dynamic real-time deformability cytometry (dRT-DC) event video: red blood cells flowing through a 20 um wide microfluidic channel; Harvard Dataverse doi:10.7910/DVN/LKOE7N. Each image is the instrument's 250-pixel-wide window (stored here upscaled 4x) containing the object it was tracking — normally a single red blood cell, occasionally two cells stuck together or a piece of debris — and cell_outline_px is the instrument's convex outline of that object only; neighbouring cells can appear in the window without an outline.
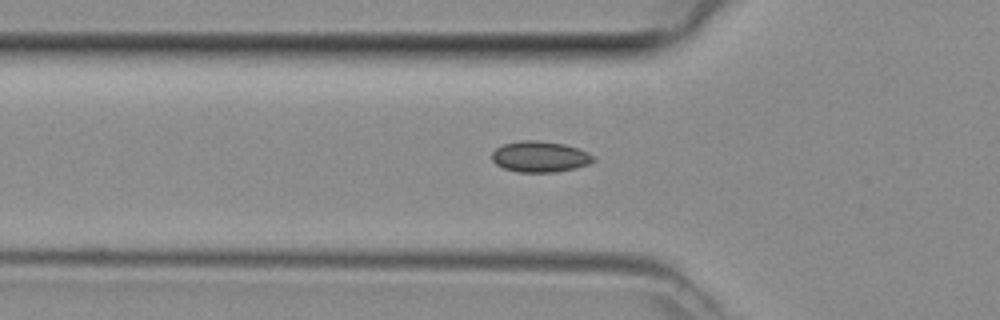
{"species": "common noctule bat (a hibernating species)", "species_latin": "Nyctalus noctula", "temperature_condition": "room temperature", "stored_images_in_passage": 23, "camera_frame_rate_fps": 3000, "um_per_image_px": 0.085, "animal": {"sex": "female", "body_mass_g": 29.2, "forearm_length_mm": 56.3}, "frame": {"image": 1, "passage_image": 2, "time_ms": 0.333, "image_size_px": [1000, 320], "cell_outline_px": [[596, 160], [588, 164], [576, 168], [556, 172], [516, 172], [504, 168], [496, 164], [492, 160], [492, 152], [496, 148], [504, 144], [524, 140], [536, 140], [564, 144], [588, 152]], "centroid_in_image_um": [45.89, 13.32], "position_along_channel_um": 79.9, "area_um2": 18.21}}
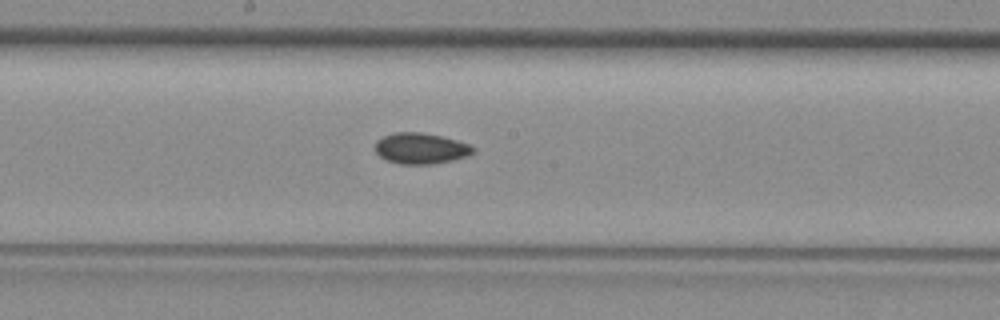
{"frame": {"image": 2, "passage_image": 11, "time_ms": 3.333, "image_size_px": [1000, 320], "cell_outline_px": [[476, 152], [464, 156], [432, 164], [400, 164], [388, 160], [380, 156], [376, 152], [376, 140], [384, 136], [396, 132], [420, 132], [440, 136], [456, 140], [468, 144], [476, 148]], "centroid_in_image_um": [35.75, 12.6], "position_along_channel_um": 212.4, "area_um2": 17.34}}
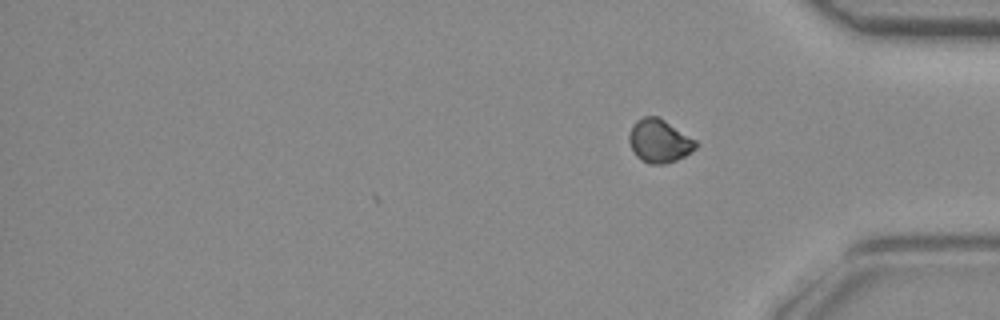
{"frame": {"image": 3, "passage_image": 23, "time_ms": 7.333, "image_size_px": [1000, 320], "cell_outline_px": [[700, 144], [696, 148], [684, 156], [676, 160], [664, 164], [648, 164], [636, 156], [628, 140], [628, 136], [636, 120], [644, 116], [660, 116], [696, 140]], "centroid_in_image_um": [56.06, 11.97], "position_along_channel_um": 379.1, "area_um2": 16.94}}